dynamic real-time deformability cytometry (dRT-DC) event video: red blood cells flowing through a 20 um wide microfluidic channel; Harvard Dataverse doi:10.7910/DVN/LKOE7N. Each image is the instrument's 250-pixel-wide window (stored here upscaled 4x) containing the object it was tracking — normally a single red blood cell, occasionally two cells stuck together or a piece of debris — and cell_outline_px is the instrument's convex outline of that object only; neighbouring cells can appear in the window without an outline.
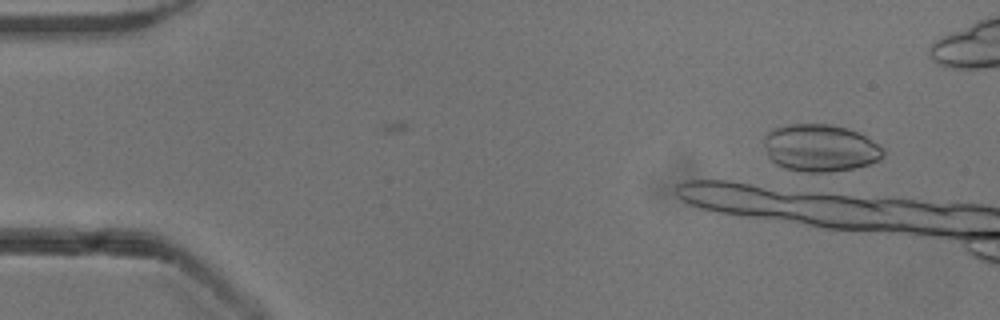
{"species": "common noctule bat (a hibernating species)", "species_latin": "Nyctalus noctula", "temperature_condition": "cold", "stored_images_in_passage": 5, "camera_frame_rate_fps": 3000, "um_per_image_px": 0.085, "animal": {"sex": "male", "body_mass_g": 13.3}, "frame": {"image": 1, "passage_image": 3, "time_ms": 0.667, "image_size_px": [1000, 320], "cell_outline_px": [[884, 156], [880, 160], [868, 164], [852, 168], [828, 172], [804, 172], [784, 168], [776, 164], [768, 156], [764, 144], [764, 136], [772, 128], [788, 124], [828, 124], [844, 128], [856, 132], [864, 136], [884, 148]], "centroid_in_image_um": [69.69, 12.58], "position_along_channel_um": 15.3, "area_um2": 32.71}}